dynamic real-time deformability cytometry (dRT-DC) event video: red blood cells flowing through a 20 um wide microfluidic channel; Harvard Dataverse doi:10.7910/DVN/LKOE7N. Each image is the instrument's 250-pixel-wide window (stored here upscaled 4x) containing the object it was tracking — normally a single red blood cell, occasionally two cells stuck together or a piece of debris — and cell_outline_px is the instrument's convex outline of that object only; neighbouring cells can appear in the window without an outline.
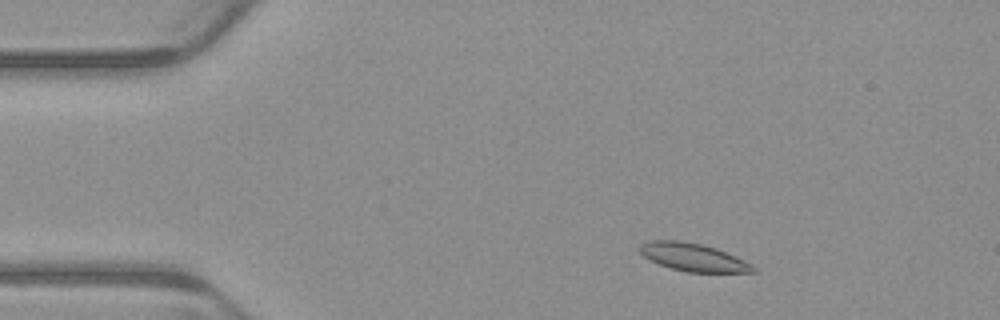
{"species": "common noctule bat (a hibernating species)", "species_latin": "Nyctalus noctula", "temperature_condition": "warm", "stored_images_in_passage": 2, "camera_frame_rate_fps": 3000, "um_per_image_px": 0.085, "animal": {"sex": "male", "body_mass_g": 23.1, "forearm_length_mm": 52.7}, "frame": {"image": 1, "passage_image": 1, "time_ms": 0.0, "image_size_px": [1000, 320], "cell_outline_px": [[760, 272], [688, 272], [672, 268], [660, 264], [644, 256], [640, 252], [640, 244], [648, 240], [680, 240], [700, 244], [716, 248], [736, 256], [752, 264]], "centroid_in_image_um": [58.96, 21.86], "position_along_channel_um": 26.0, "area_um2": 18.32}}